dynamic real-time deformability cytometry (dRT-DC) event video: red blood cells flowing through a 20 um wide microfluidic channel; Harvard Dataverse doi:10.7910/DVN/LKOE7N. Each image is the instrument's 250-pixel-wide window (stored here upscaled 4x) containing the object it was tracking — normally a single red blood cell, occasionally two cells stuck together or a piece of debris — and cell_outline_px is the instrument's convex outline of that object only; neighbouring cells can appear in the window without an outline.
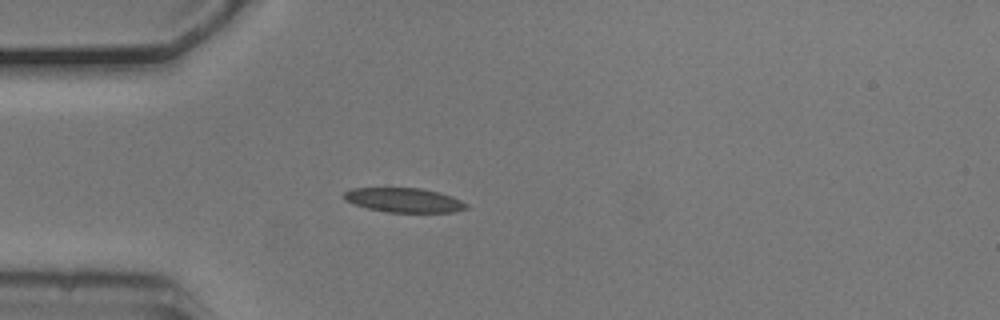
{"species": "common noctule bat (a hibernating species)", "species_latin": "Nyctalus noctula", "temperature_condition": "cold", "stored_images_in_passage": 16, "camera_frame_rate_fps": 3000, "um_per_image_px": 0.085, "animal": {"sex": "male", "body_mass_g": 20.5, "forearm_length_mm": 52.5}, "frame": {"image": 1, "passage_image": 1, "time_ms": 0.0, "image_size_px": [1000, 320], "cell_outline_px": [[468, 208], [456, 212], [388, 212], [368, 208], [344, 200], [344, 192], [352, 188], [420, 188], [440, 192], [452, 196], [468, 204]], "centroid_in_image_um": [34.38, 17.01], "position_along_channel_um": 50.6, "area_um2": 17.34}}
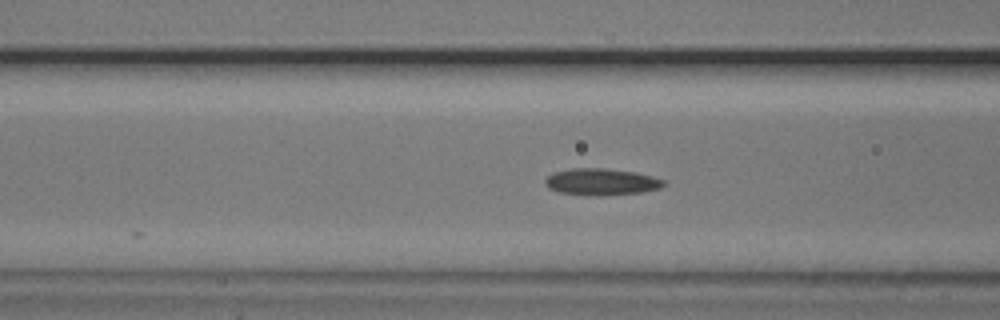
{"frame": {"image": 2, "passage_image": 7, "time_ms": 2.0, "image_size_px": [1000, 320], "cell_outline_px": [[664, 184], [660, 188], [640, 192], [560, 192], [548, 188], [544, 184], [544, 180], [552, 172], [572, 168], [600, 168], [636, 172], [652, 176], [664, 180]], "centroid_in_image_um": [51.08, 15.38], "position_along_channel_um": 115.5, "area_um2": 17.17}}
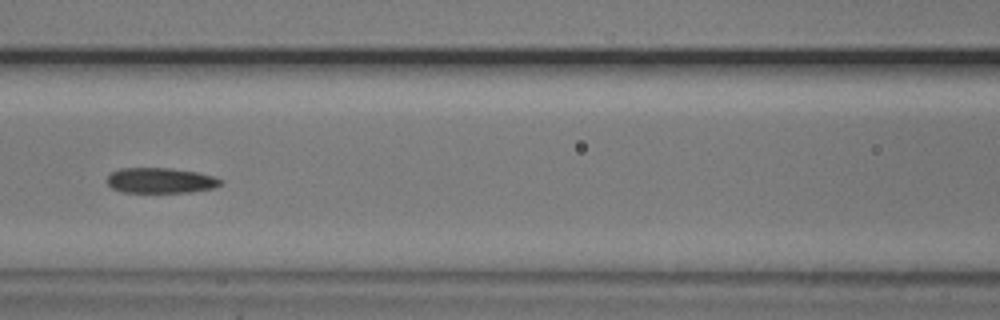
{"frame": {"image": 3, "passage_image": 10, "time_ms": 3.0, "image_size_px": [1000, 320], "cell_outline_px": [[224, 184], [212, 188], [192, 192], [124, 192], [112, 188], [108, 184], [108, 176], [112, 172], [120, 168], [172, 168], [200, 172], [216, 176], [224, 180]], "centroid_in_image_um": [13.73, 15.33], "position_along_channel_um": 152.9, "area_um2": 16.99}}